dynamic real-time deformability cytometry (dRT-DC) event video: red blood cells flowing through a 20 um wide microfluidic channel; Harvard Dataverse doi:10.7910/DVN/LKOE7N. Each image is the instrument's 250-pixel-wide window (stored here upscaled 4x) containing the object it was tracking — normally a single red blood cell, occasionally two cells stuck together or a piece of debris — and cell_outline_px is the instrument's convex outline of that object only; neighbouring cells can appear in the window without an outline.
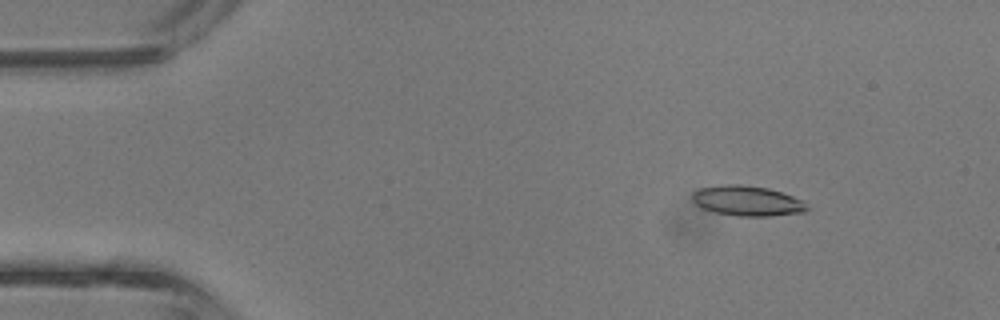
{"species": "common noctule bat (a hibernating species)", "species_latin": "Nyctalus noctula", "temperature_condition": "room temperature", "stored_images_in_passage": 7, "camera_frame_rate_fps": 3000, "um_per_image_px": 0.085, "animal": {"sex": "male", "body_mass_g": 13.3}, "frame": {"image": 1, "passage_image": 2, "time_ms": 0.333, "image_size_px": [1000, 320], "cell_outline_px": [[808, 208], [804, 212], [768, 216], [736, 216], [716, 212], [704, 208], [696, 204], [692, 200], [692, 192], [700, 188], [720, 184], [740, 184], [768, 188], [804, 200]], "centroid_in_image_um": [63.5, 17.06], "position_along_channel_um": 21.5, "area_um2": 20.11}}